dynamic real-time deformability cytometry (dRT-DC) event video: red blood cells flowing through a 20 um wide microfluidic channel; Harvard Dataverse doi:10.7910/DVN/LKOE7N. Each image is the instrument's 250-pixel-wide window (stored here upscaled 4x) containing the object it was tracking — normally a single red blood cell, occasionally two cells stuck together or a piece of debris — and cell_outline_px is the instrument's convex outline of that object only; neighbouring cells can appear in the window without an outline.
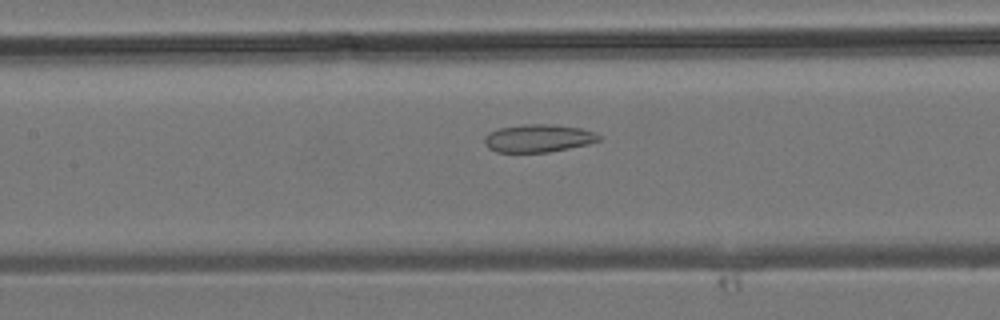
{"species": "common noctule bat (a hibernating species)", "species_latin": "Nyctalus noctula", "temperature_condition": "room temperature", "stored_images_in_passage": 37, "camera_frame_rate_fps": 3000, "um_per_image_px": 0.085, "animal": {"sex": "male", "body_mass_g": 19.2, "forearm_length_mm": 51.8}, "frame": {"image": 1, "passage_image": 16, "time_ms": 5.0, "image_size_px": [1000, 320], "cell_outline_px": [[600, 140], [588, 144], [548, 152], [496, 152], [488, 148], [484, 144], [484, 136], [488, 132], [500, 128], [524, 124], [556, 124], [580, 128], [596, 132], [600, 136]], "centroid_in_image_um": [45.74, 11.74], "position_along_channel_um": 161.7, "area_um2": 18.67}}
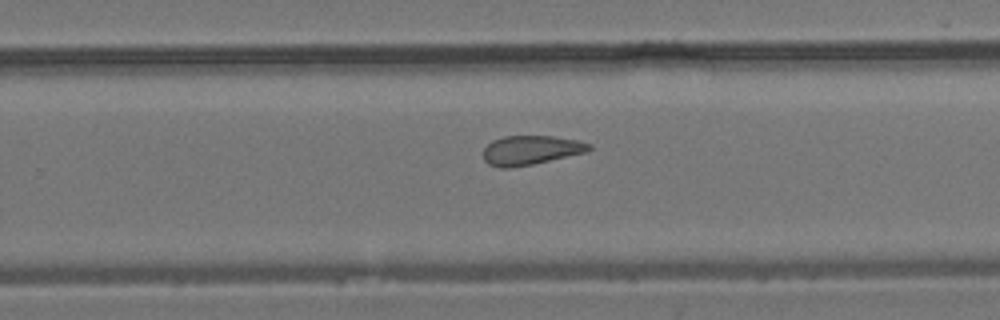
{"frame": {"image": 2, "passage_image": 23, "time_ms": 7.333, "image_size_px": [1000, 320], "cell_outline_px": [[592, 148], [588, 152], [532, 164], [512, 168], [500, 168], [488, 164], [484, 160], [484, 148], [492, 140], [504, 136], [552, 136], [580, 140], [592, 144]], "centroid_in_image_um": [45.14, 12.76], "position_along_channel_um": 284.7, "area_um2": 18.21}}
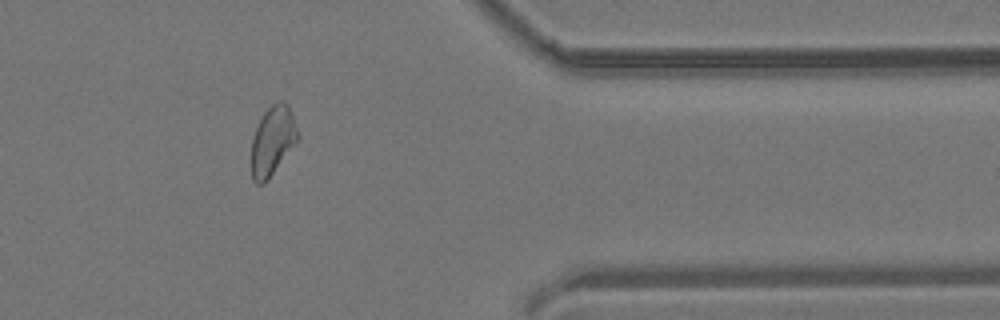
{"frame": {"image": 3, "passage_image": 30, "time_ms": 9.667, "image_size_px": [1000, 320], "cell_outline_px": [[300, 140], [268, 180], [264, 184], [256, 184], [252, 180], [252, 136], [264, 112], [272, 104], [280, 100], [284, 100], [288, 104], [292, 112], [300, 136]], "centroid_in_image_um": [23.21, 11.97], "position_along_channel_um": 388.2, "area_um2": 19.13}}